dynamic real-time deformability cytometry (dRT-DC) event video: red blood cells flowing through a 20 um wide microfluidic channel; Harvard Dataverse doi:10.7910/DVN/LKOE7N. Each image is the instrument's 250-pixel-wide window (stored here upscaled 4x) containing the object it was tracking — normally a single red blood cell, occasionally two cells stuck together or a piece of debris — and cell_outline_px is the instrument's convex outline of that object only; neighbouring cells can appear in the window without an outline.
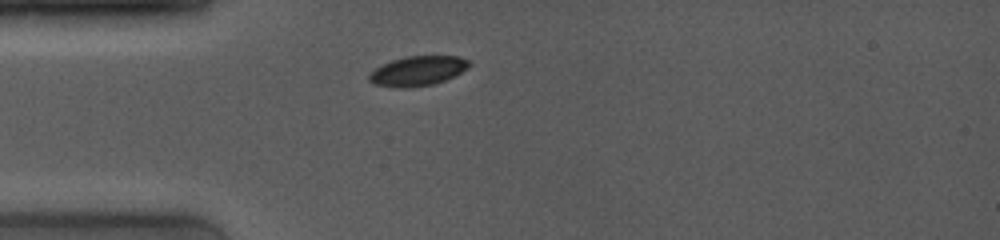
{"species": "common noctule bat (a hibernating species)", "species_latin": "Nyctalus noctula", "temperature_condition": "room temperature", "stored_images_in_passage": 45, "camera_frame_rate_fps": 4000, "um_per_image_px": 0.085, "animal": {"sex": "female", "body_mass_g": 19.0, "forearm_length_mm": 53.3}, "frame": {"image": 1, "passage_image": 1, "time_ms": 0.0, "image_size_px": [1000, 240], "cell_outline_px": [[472, 64], [468, 68], [444, 80], [432, 84], [404, 88], [392, 88], [372, 84], [368, 80], [368, 72], [392, 60], [404, 56], [460, 56], [468, 60]], "centroid_in_image_um": [35.46, 6.03], "position_along_channel_um": 49.5, "area_um2": 17.4}}
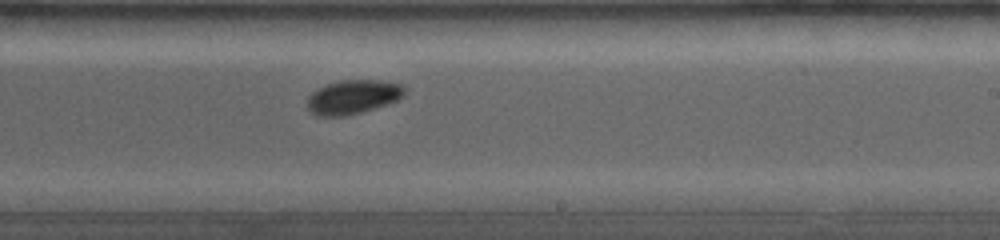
{"frame": {"image": 2, "passage_image": 23, "time_ms": 5.5, "image_size_px": [1000, 240], "cell_outline_px": [[408, 88], [404, 96], [396, 100], [360, 112], [344, 116], [316, 116], [308, 108], [308, 96], [312, 92], [328, 84], [340, 80], [380, 80], [404, 84]], "centroid_in_image_um": [30.04, 8.22], "position_along_channel_um": 259.0, "area_um2": 19.19}}
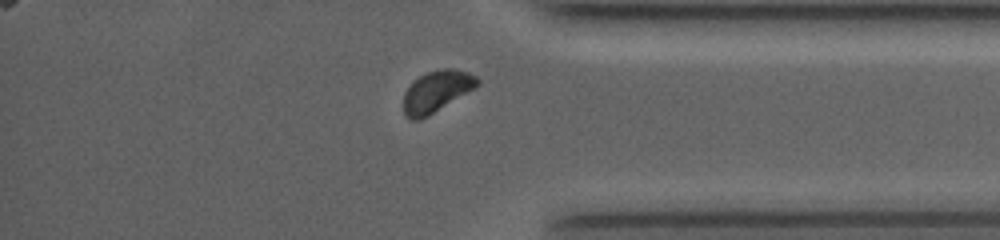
{"frame": {"image": 3, "passage_image": 37, "time_ms": 9.0, "image_size_px": [1000, 240], "cell_outline_px": [[480, 84], [476, 88], [428, 116], [420, 120], [412, 120], [404, 112], [404, 92], [420, 76], [428, 72], [444, 68], [452, 68], [468, 72], [476, 76], [480, 80]], "centroid_in_image_um": [37.16, 7.77], "position_along_channel_um": 398.0, "area_um2": 17.69}, "authors_computed_cell_mechanics": {"area_um2": 18.496, "velocity_mm_per_s": 4.0185, "shape_relaxation_time_tau1_ms": 1.6649, "shape_relaxation_time_tau2_ms": null, "deformation_change_tau1": 0.0572, "deformation_change_tau2": null}}